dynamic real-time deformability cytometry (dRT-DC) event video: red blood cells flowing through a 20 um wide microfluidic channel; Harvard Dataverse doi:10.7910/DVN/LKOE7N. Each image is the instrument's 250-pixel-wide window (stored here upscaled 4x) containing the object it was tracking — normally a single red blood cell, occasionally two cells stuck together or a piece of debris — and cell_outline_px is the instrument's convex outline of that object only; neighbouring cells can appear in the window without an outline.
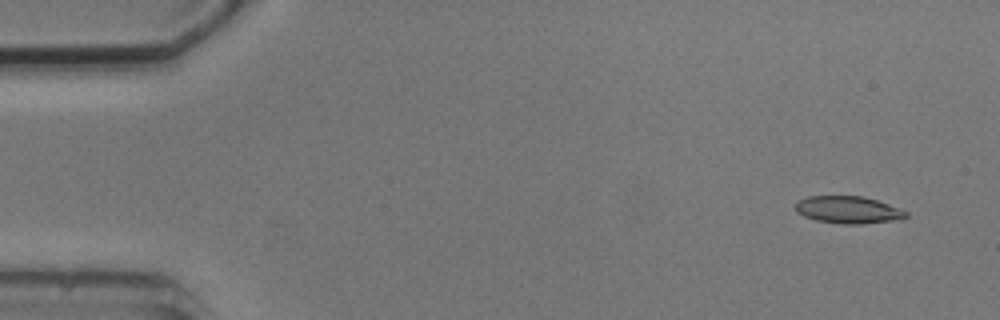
{"species": "common noctule bat (a hibernating species)", "species_latin": "Nyctalus noctula", "temperature_condition": "cold", "stored_images_in_passage": 6, "camera_frame_rate_fps": 3000, "um_per_image_px": 0.085, "animal": {"sex": "male", "body_mass_g": 20.5, "forearm_length_mm": 52.5}, "frame": {"image": 1, "passage_image": 2, "time_ms": 1.0, "image_size_px": [1000, 320], "cell_outline_px": [[908, 216], [892, 220], [860, 224], [840, 224], [816, 220], [804, 216], [796, 212], [796, 200], [808, 196], [864, 196], [888, 204], [908, 212]], "centroid_in_image_um": [72.04, 17.83], "position_along_channel_um": 13.0, "area_um2": 17.46}}
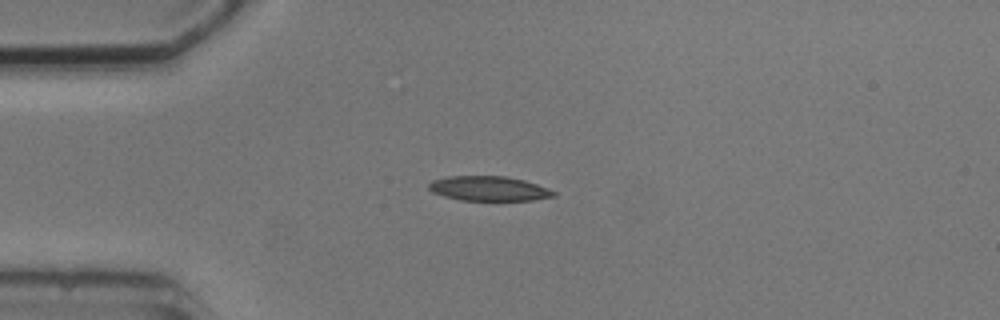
{"frame": {"image": 2, "passage_image": 5, "time_ms": 4.333, "image_size_px": [1000, 320], "cell_outline_px": [[556, 196], [532, 200], [460, 200], [444, 196], [432, 192], [428, 188], [428, 184], [432, 180], [448, 176], [504, 176], [524, 180], [548, 188], [556, 192]], "centroid_in_image_um": [41.54, 16.02], "position_along_channel_um": 43.5, "area_um2": 17.92}}